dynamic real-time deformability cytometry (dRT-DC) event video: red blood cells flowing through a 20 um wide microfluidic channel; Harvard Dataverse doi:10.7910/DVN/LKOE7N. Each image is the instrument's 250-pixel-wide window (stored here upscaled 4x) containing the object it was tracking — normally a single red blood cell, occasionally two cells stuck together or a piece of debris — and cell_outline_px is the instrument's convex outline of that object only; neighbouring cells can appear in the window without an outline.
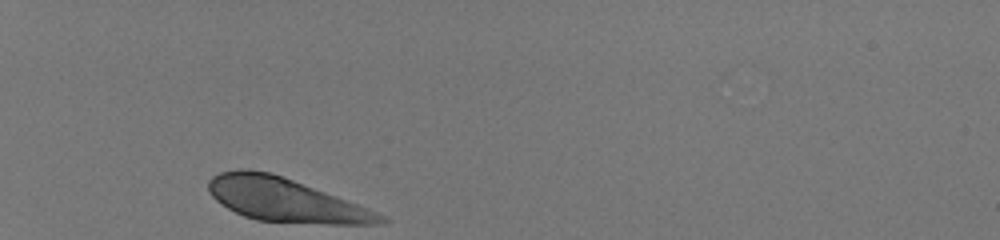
{"species": "human", "species_latin": "Homo sapiens", "temperature_condition": "room temperature", "stored_images_in_passage": 30, "camera_frame_rate_fps": 3000, "um_per_image_px": 0.085, "donor": {"sex": "male"}, "frame": {"image": 1, "passage_image": 1, "time_ms": 0.0, "image_size_px": [1000, 240], "cell_outline_px": [[392, 220], [376, 224], [328, 224], [256, 220], [244, 216], [228, 208], [216, 200], [208, 192], [208, 180], [212, 176], [220, 172], [240, 168], [248, 168], [272, 172], [368, 208]], "centroid_in_image_um": [24.2, 16.98], "position_along_channel_um": 60.8, "area_um2": 43.41}}
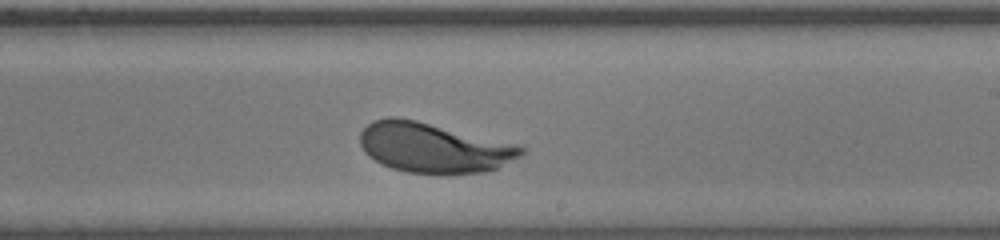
{"frame": {"image": 2, "passage_image": 18, "time_ms": 5.667, "image_size_px": [1000, 240], "cell_outline_px": [[524, 152], [520, 156], [496, 168], [484, 172], [408, 172], [392, 168], [368, 156], [364, 152], [360, 144], [360, 132], [372, 120], [388, 116], [396, 116], [416, 120], [520, 144], [524, 148]], "centroid_in_image_um": [36.84, 12.51], "position_along_channel_um": 252.2, "area_um2": 46.47}}
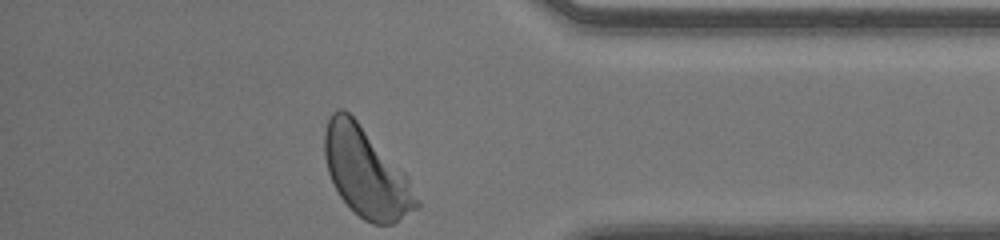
{"frame": {"image": 3, "passage_image": 30, "time_ms": 9.667, "image_size_px": [1000, 240], "cell_outline_px": [[420, 204], [416, 208], [392, 224], [372, 224], [364, 220], [340, 196], [328, 172], [324, 156], [324, 132], [328, 120], [332, 112], [340, 108], [344, 108], [356, 120], [408, 176], [420, 200]], "centroid_in_image_um": [31.11, 14.65], "position_along_channel_um": 404.1, "area_um2": 47.11}, "authors_computed_cell_mechanics": {"area_um2": 46.4712, "velocity_mm_per_s": 4.0183, "shape_relaxation_time_tau1_ms": 1.8188, "shape_relaxation_time_tau2_ms": null, "deformation_change_tau1": 0.1184, "deformation_change_tau2": null}}